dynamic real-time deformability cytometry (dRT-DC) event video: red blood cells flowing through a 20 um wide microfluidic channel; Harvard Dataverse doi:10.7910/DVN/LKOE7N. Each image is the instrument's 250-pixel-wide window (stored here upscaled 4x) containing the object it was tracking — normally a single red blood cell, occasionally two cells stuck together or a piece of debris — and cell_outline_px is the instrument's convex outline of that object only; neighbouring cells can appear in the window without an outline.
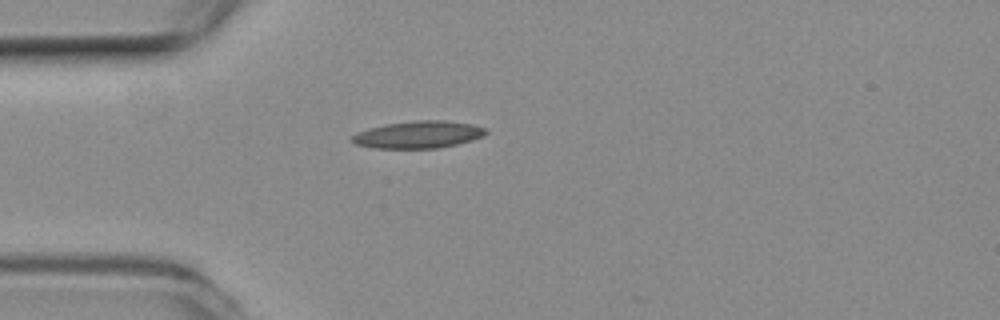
{"species": "common noctule bat (a hibernating species)", "species_latin": "Nyctalus noctula", "temperature_condition": "room temperature", "stored_images_in_passage": 1, "camera_frame_rate_fps": 3000, "um_per_image_px": 0.085, "animal": {"sex": "female", "body_mass_g": 19.3, "forearm_length_mm": 54.1}, "frame": {"image": 1, "passage_image": 1, "time_ms": 0.0, "image_size_px": [1000, 320], "cell_outline_px": [[488, 132], [484, 136], [472, 140], [440, 148], [376, 148], [356, 144], [352, 140], [352, 136], [368, 128], [384, 124], [416, 120], [444, 120], [472, 124], [484, 128]], "centroid_in_image_um": [35.59, 11.43], "position_along_channel_um": 49.4, "area_um2": 21.1}}